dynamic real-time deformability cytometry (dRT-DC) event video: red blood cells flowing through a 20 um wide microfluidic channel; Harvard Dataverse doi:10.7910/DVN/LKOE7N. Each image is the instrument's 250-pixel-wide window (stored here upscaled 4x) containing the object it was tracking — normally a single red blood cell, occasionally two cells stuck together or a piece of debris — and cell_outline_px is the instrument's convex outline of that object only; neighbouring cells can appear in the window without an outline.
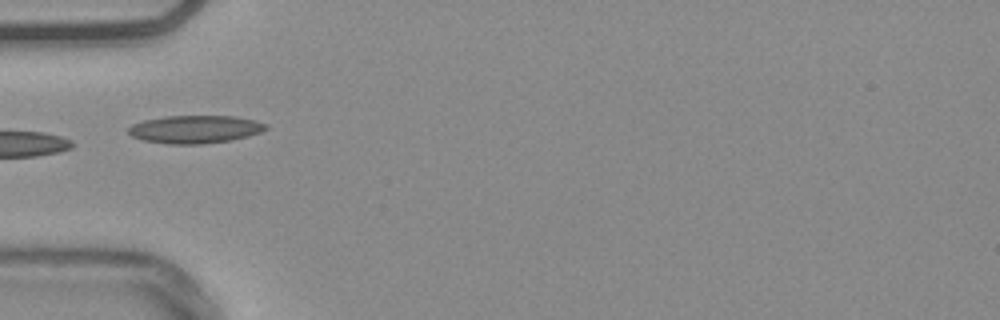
{"species": "common noctule bat (a hibernating species)", "species_latin": "Nyctalus noctula", "temperature_condition": "warm", "stored_images_in_passage": 9, "camera_frame_rate_fps": 3000, "um_per_image_px": 0.085, "animal": {"sex": "male", "body_mass_g": 20.4}, "frame": {"image": 1, "passage_image": 1, "time_ms": 0.0, "image_size_px": [1000, 320], "cell_outline_px": [[268, 128], [260, 132], [248, 136], [232, 140], [200, 144], [168, 144], [144, 140], [132, 136], [128, 132], [128, 128], [132, 124], [144, 120], [168, 116], [236, 116], [256, 120], [268, 124]], "centroid_in_image_um": [16.61, 10.98], "position_along_channel_um": 68.4, "area_um2": 22.37}}